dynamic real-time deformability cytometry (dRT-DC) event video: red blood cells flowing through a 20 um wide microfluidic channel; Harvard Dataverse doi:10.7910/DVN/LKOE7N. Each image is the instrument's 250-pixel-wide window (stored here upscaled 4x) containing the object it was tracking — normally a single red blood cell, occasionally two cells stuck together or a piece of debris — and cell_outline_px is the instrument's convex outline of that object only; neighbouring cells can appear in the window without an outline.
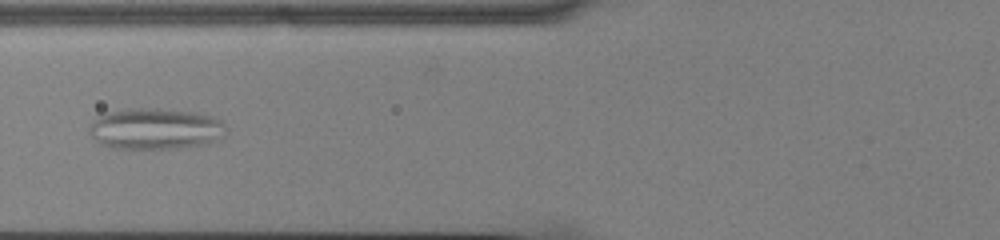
{"species": "common noctule bat (a hibernating species)", "species_latin": "Nyctalus noctula", "temperature_condition": "cold", "stored_images_in_passage": 12, "camera_frame_rate_fps": 3000, "um_per_image_px": 0.085, "animal": {"sex": "male", "body_mass_g": 13.0, "forearm_length_mm": 53.1}, "frame": {"image": 1, "passage_image": 6, "time_ms": 1.667, "image_size_px": [1000, 240], "cell_outline_px": [[228, 132], [224, 136], [208, 144], [176, 148], [112, 148], [96, 140], [88, 132], [88, 128], [92, 120], [108, 112], [128, 108], [160, 108], [196, 112], [212, 116], [220, 120], [228, 128]], "centroid_in_image_um": [13.25, 10.93], "position_along_channel_um": 112.6, "area_um2": 33.12}}